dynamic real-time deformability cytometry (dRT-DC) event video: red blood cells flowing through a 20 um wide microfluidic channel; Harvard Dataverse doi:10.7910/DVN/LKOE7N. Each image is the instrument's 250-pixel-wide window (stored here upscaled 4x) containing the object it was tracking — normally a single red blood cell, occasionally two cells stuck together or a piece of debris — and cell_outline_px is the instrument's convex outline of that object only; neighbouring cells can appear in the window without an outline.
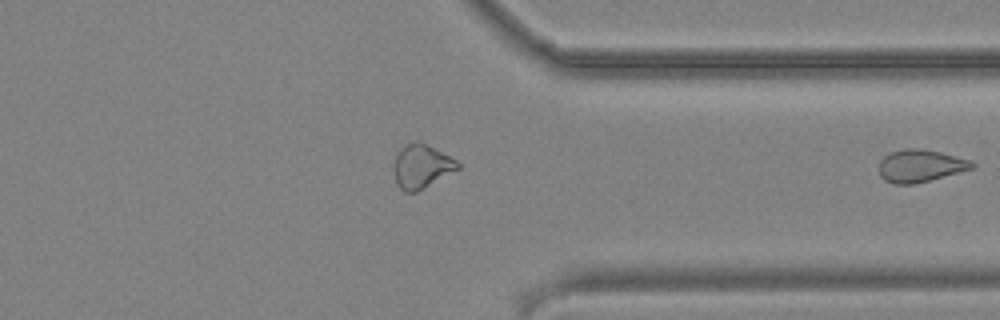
{"species": "common noctule bat (a hibernating species)", "species_latin": "Nyctalus noctula", "temperature_condition": "cold", "stored_images_in_passage": 30, "segment_of_instrument_passage": [2, 2], "camera_frame_rate_fps": 3000, "um_per_image_px": 0.085, "animal": {"sex": "male", "body_mass_g": 19.2, "forearm_length_mm": 51.8}, "frame": {"image": 1, "passage_image": 30, "time_ms": 9.667, "image_size_px": [1000, 320], "cell_outline_px": [[976, 164], [972, 168], [928, 180], [912, 184], [892, 184], [884, 180], [880, 176], [880, 160], [884, 156], [892, 152], [908, 148], [916, 148], [940, 152], [972, 160]], "centroid_in_image_um": [78.21, 14.09], "position_along_channel_um": 333.2, "area_um2": 17.28}}